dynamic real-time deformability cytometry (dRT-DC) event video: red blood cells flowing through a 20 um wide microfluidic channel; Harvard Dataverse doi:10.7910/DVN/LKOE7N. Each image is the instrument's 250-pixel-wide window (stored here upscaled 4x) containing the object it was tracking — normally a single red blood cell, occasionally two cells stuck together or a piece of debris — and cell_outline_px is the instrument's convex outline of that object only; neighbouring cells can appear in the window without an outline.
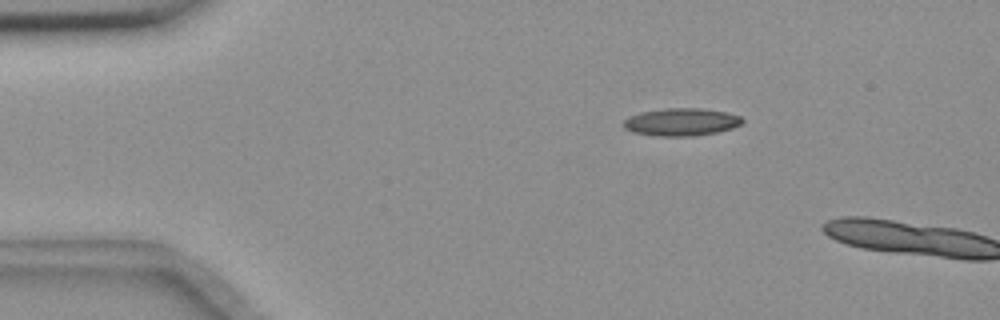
{"species": "common noctule bat (a hibernating species)", "species_latin": "Nyctalus noctula", "temperature_condition": "room temperature", "stored_images_in_passage": 12, "camera_frame_rate_fps": 3000, "um_per_image_px": 0.085, "animal": {"sex": "female", "body_mass_g": 18.4}, "frame": {"image": 1, "passage_image": 10, "time_ms": 3.0, "image_size_px": [1000, 320], "cell_outline_px": [[744, 120], [740, 124], [732, 128], [716, 132], [692, 136], [656, 136], [632, 132], [624, 128], [624, 120], [628, 116], [640, 112], [664, 108], [700, 108], [724, 112], [740, 116]], "centroid_in_image_um": [57.86, 10.37], "position_along_channel_um": 27.1, "area_um2": 19.07}}